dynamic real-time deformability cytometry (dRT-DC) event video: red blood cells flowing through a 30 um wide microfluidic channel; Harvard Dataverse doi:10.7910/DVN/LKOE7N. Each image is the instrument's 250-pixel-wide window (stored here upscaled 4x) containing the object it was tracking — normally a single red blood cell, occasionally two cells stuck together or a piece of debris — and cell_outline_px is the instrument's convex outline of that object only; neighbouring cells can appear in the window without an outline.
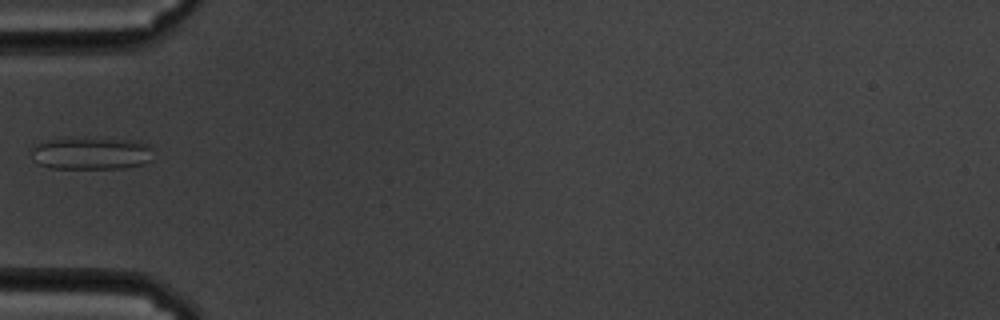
{"species": "common noctule bat (a hibernating species)", "species_latin": "Nyctalus noctula", "temperature_condition": "cold", "stored_images_in_passage": 40, "camera_frame_rate_fps": 3000, "um_per_image_px": 0.085, "animal": {"sex": "male", "body_mass_g": 19.5, "forearm_length_mm": 54.6}, "frame": {"image": 1, "passage_image": 1, "time_ms": 0.0, "image_size_px": [1000, 320], "cell_outline_px": [[152, 160], [144, 164], [124, 168], [48, 168], [32, 160], [32, 144], [44, 140], [100, 136], [136, 140], [148, 144]], "centroid_in_image_um": [7.73, 13.0], "position_along_channel_um": 77.3, "area_um2": 23.81}}
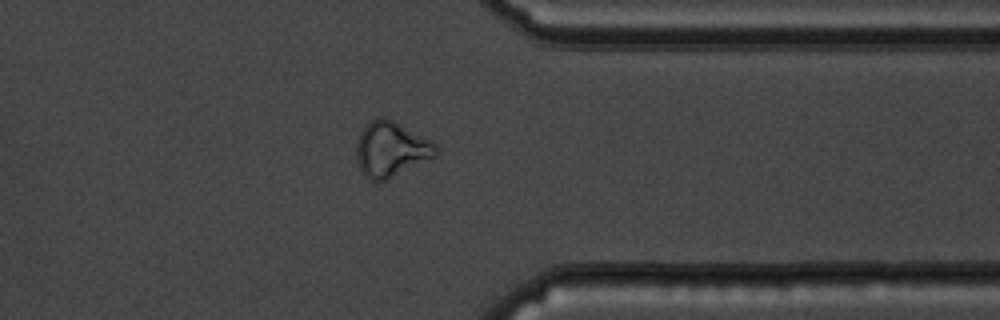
{"frame": {"image": 2, "passage_image": 28, "time_ms": 9.0, "image_size_px": [1000, 320], "cell_outline_px": [[436, 156], [388, 180], [368, 180], [364, 176], [360, 168], [356, 156], [356, 148], [360, 132], [372, 120], [380, 116], [384, 116], [432, 140], [436, 144]], "centroid_in_image_um": [33.24, 12.69], "position_along_channel_um": 378.2, "area_um2": 25.43}}
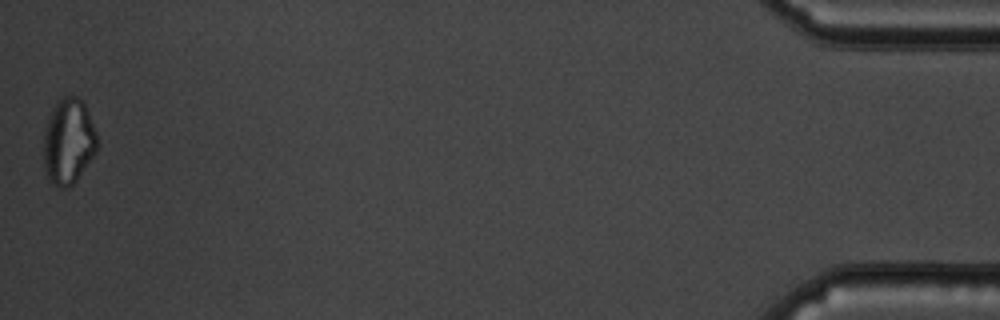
{"frame": {"image": 3, "passage_image": 40, "time_ms": 13.0, "image_size_px": [1000, 320], "cell_outline_px": [[96, 152], [76, 180], [68, 188], [60, 188], [52, 184], [48, 180], [44, 168], [44, 132], [48, 120], [56, 100], [64, 96], [76, 96], [84, 104], [96, 132]], "centroid_in_image_um": [5.79, 12.04], "position_along_channel_um": 429.4, "area_um2": 26.53}}